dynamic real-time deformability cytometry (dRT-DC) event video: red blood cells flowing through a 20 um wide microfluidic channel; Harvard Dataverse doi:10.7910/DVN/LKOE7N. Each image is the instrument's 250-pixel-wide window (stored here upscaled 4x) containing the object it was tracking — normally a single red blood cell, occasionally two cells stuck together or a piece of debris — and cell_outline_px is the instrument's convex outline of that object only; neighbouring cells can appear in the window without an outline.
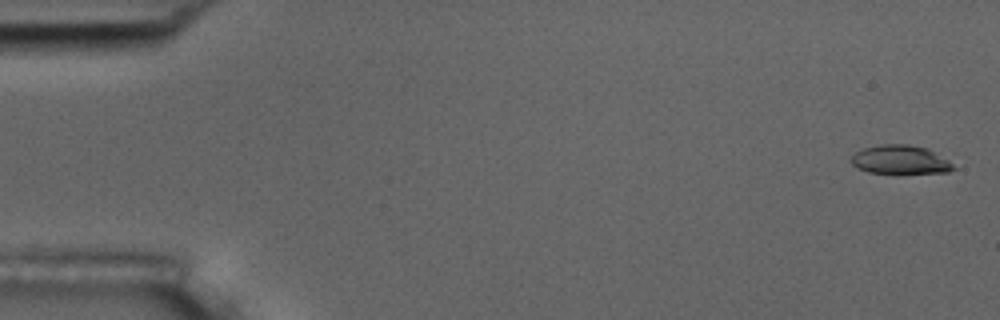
{"species": "common noctule bat (a hibernating species)", "species_latin": "Nyctalus noctula", "temperature_condition": "room temperature", "stored_images_in_passage": 6, "camera_frame_rate_fps": 3000, "um_per_image_px": 0.085, "animal": {"sex": "male", "body_mass_g": 17.5, "forearm_length_mm": 52.3}, "frame": {"image": 1, "passage_image": 1, "time_ms": 0.0, "image_size_px": [1000, 320], "cell_outline_px": [[956, 168], [948, 172], [896, 176], [868, 172], [856, 168], [848, 160], [856, 152], [864, 148], [880, 144], [908, 144], [928, 148], [948, 160]], "centroid_in_image_um": [76.51, 13.63], "position_along_channel_um": 8.5, "area_um2": 18.09}}
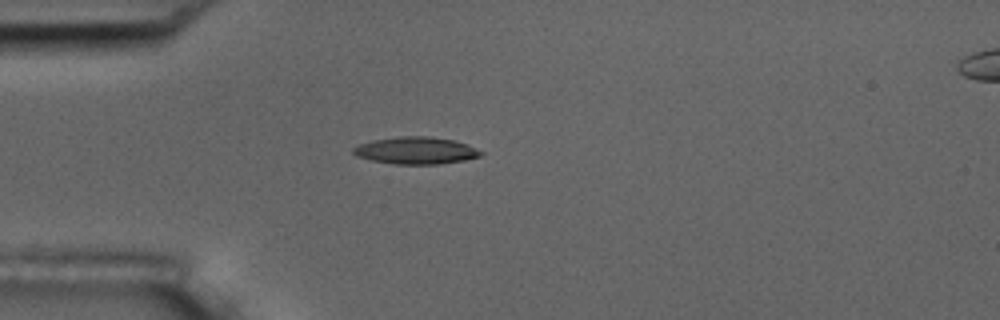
{"frame": {"image": 2, "passage_image": 5, "time_ms": 4.667, "image_size_px": [1000, 320], "cell_outline_px": [[484, 152], [480, 156], [464, 160], [440, 164], [396, 164], [372, 160], [356, 156], [352, 152], [352, 148], [360, 144], [372, 140], [396, 136], [428, 136], [452, 140], [468, 144]], "centroid_in_image_um": [35.35, 12.79], "position_along_channel_um": 49.7, "area_um2": 20.17}}